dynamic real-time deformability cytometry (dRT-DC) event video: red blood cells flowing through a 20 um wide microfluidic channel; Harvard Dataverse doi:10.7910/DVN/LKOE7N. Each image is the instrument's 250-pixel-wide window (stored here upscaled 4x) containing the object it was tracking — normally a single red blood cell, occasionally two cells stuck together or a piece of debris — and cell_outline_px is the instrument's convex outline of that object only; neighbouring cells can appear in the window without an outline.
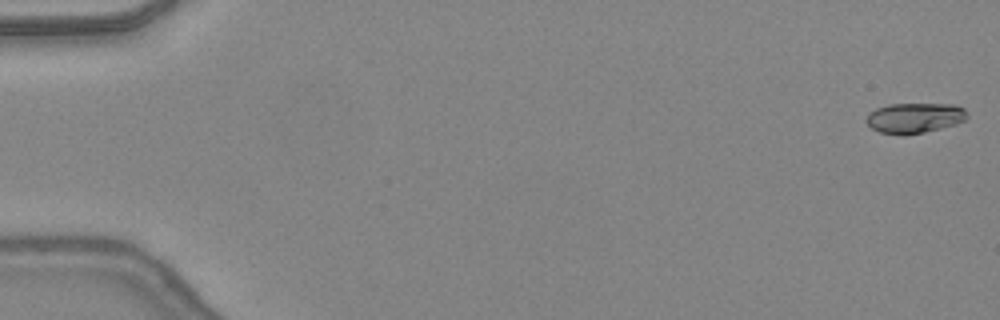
{"species": "common noctule bat (a hibernating species)", "species_latin": "Nyctalus noctula", "temperature_condition": "warm", "stored_images_in_passage": 48, "camera_frame_rate_fps": 3000, "um_per_image_px": 0.085, "animal": {"sex": "female", "body_mass_g": 24.6, "forearm_length_mm": 56.2}, "frame": {"image": 1, "passage_image": 1, "time_ms": 0.0, "image_size_px": [1000, 320], "cell_outline_px": [[968, 116], [964, 120], [956, 124], [924, 132], [904, 136], [900, 136], [880, 132], [872, 128], [864, 120], [868, 112], [876, 108], [888, 104], [956, 104], [964, 108], [968, 112]], "centroid_in_image_um": [77.72, 10.02], "position_along_channel_um": 7.3, "area_um2": 18.09}}
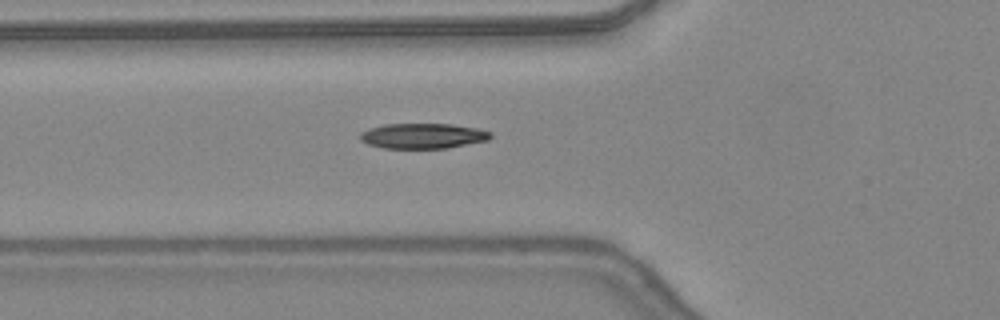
{"frame": {"image": 2, "passage_image": 18, "time_ms": 5.667, "image_size_px": [1000, 320], "cell_outline_px": [[492, 136], [488, 140], [448, 148], [384, 148], [368, 144], [360, 140], [360, 132], [368, 128], [384, 124], [452, 124], [476, 128], [492, 132]], "centroid_in_image_um": [35.93, 11.55], "position_along_channel_um": 89.9, "area_um2": 19.25}}
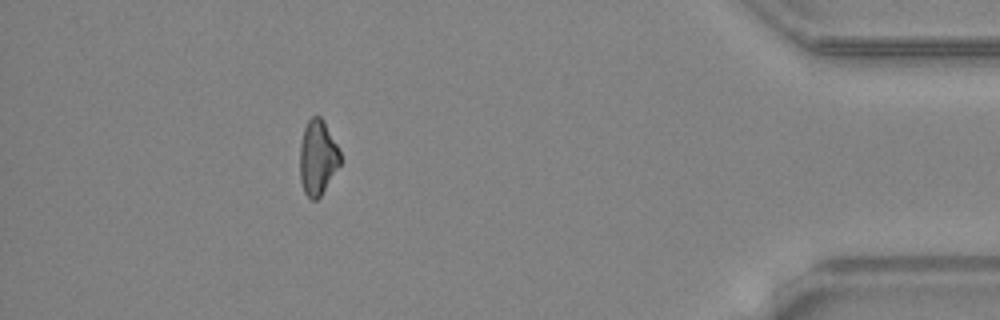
{"frame": {"image": 3, "passage_image": 43, "time_ms": 14.0, "image_size_px": [1000, 320], "cell_outline_px": [[340, 164], [320, 196], [316, 200], [312, 200], [304, 192], [300, 180], [300, 144], [304, 128], [308, 120], [312, 116], [320, 116], [324, 120], [340, 152]], "centroid_in_image_um": [26.98, 13.38], "position_along_channel_um": 408.2, "area_um2": 17.46}, "authors_computed_cell_mechanics": {"area_um2": 18.4671, "velocity_mm_per_s": 4.4092, "shape_relaxation_time_tau1_ms": 5.294, "shape_relaxation_time_tau2_ms": 3.3429, "deformation_change_tau1": 0.1758, "deformation_change_tau2": 0.1011}}